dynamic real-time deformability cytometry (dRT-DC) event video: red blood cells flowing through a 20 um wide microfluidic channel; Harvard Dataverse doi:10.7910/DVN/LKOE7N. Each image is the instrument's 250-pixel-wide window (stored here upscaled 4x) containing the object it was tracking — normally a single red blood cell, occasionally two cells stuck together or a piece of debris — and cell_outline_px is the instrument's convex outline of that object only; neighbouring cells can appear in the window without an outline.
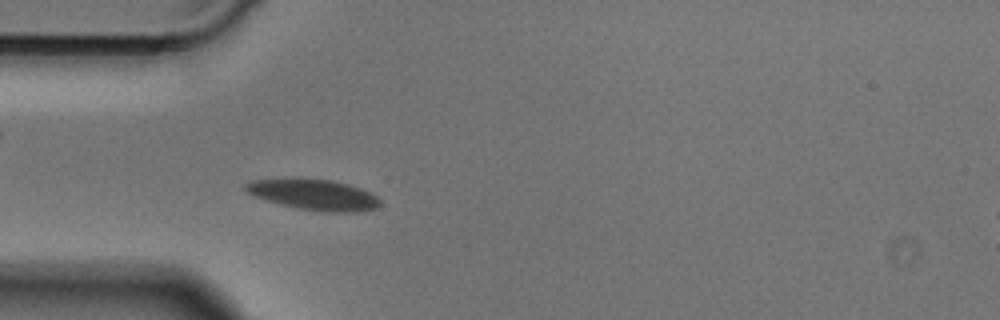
{"species": "Egyptian fruit bat (a non-hibernating species)", "species_latin": "Rousettus aegyptiacus", "temperature_condition": "cold", "stored_images_in_passage": 47, "camera_frame_rate_fps": 3000, "um_per_image_px": 0.085, "animal": {"sex": "male"}, "frame": {"image": 1, "passage_image": 12, "time_ms": 3.667, "image_size_px": [1000, 320], "cell_outline_px": [[380, 204], [376, 208], [356, 212], [324, 212], [296, 208], [280, 204], [256, 196], [248, 192], [244, 188], [244, 184], [252, 180], [292, 176], [332, 180], [348, 184], [360, 188], [376, 196], [380, 200]], "centroid_in_image_um": [26.63, 16.51], "position_along_channel_um": 58.4, "area_um2": 24.51}}
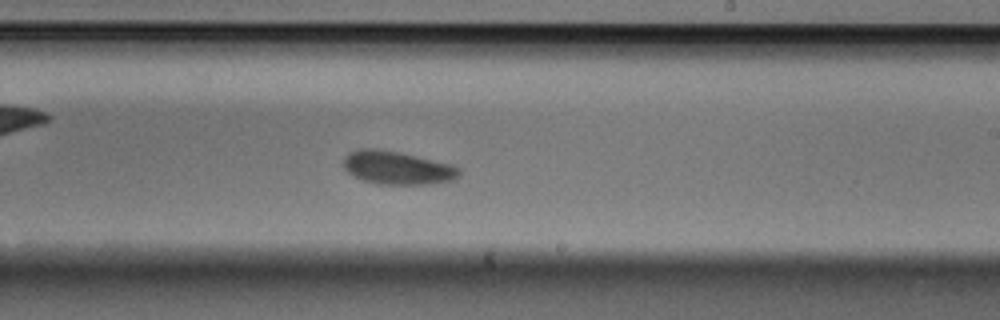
{"frame": {"image": 2, "passage_image": 27, "time_ms": 8.667, "image_size_px": [1000, 320], "cell_outline_px": [[460, 176], [452, 180], [432, 184], [380, 184], [364, 180], [348, 172], [344, 168], [344, 156], [348, 152], [360, 148], [376, 148], [400, 152], [452, 164], [460, 168]], "centroid_in_image_um": [33.79, 14.25], "position_along_channel_um": 255.2, "area_um2": 22.48}}
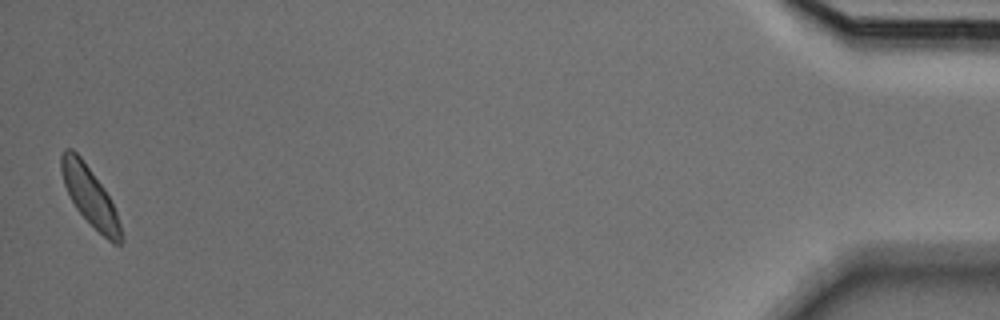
{"frame": {"image": 3, "passage_image": 47, "time_ms": 15.333, "image_size_px": [1000, 320], "cell_outline_px": [[124, 240], [120, 244], [112, 244], [76, 208], [64, 184], [60, 168], [60, 156], [64, 148], [72, 148], [84, 160], [104, 188], [116, 212], [124, 236]], "centroid_in_image_um": [7.64, 16.65], "position_along_channel_um": 427.6, "area_um2": 20.23}}